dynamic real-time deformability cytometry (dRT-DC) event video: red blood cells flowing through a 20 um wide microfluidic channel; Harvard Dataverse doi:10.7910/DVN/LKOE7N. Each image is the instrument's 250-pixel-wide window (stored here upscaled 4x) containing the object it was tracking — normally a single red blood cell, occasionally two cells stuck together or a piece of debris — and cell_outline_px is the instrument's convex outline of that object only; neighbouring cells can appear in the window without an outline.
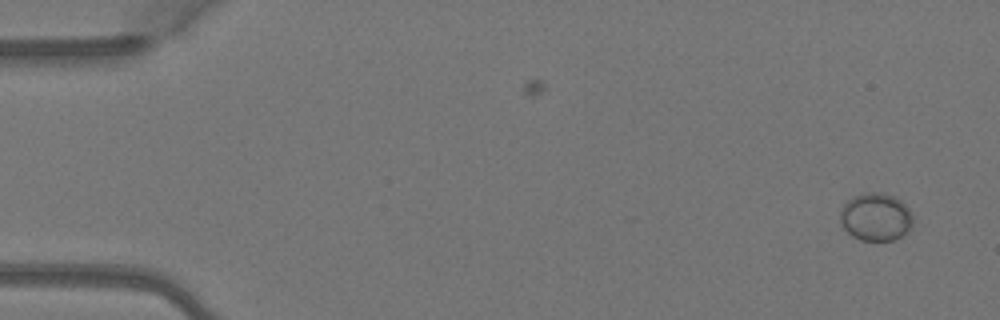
{"species": "Egyptian fruit bat (a non-hibernating species)", "species_latin": "Rousettus aegyptiacus", "temperature_condition": "warm", "stored_images_in_passage": 2, "camera_frame_rate_fps": 3000, "um_per_image_px": 0.085, "animal": {"sex": "female"}, "frame": {"image": 1, "passage_image": 2, "time_ms": 0.333, "image_size_px": [1000, 320], "cell_outline_px": [[912, 228], [908, 232], [892, 240], [860, 240], [852, 236], [840, 224], [840, 208], [852, 196], [864, 192], [880, 192], [896, 196], [908, 208], [912, 216]], "centroid_in_image_um": [74.42, 18.42], "position_along_channel_um": 10.6, "area_um2": 20.52}}